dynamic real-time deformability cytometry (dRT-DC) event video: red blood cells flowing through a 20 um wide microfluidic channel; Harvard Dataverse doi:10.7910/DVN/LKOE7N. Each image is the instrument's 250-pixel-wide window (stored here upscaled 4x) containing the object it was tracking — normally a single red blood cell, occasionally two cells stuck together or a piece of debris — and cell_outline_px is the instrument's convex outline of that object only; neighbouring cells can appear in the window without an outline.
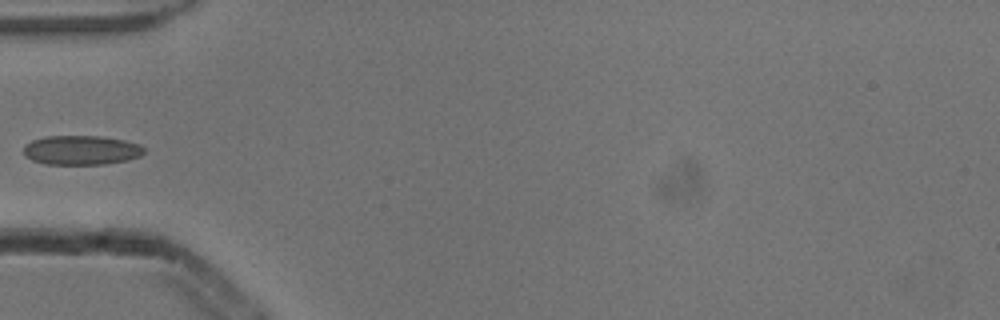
{"species": "common noctule bat (a hibernating species)", "species_latin": "Nyctalus noctula", "temperature_condition": "cold", "stored_images_in_passage": 4, "camera_frame_rate_fps": 3000, "um_per_image_px": 0.085, "animal": {"sex": "male", "body_mass_g": 13.3}, "frame": {"image": 1, "passage_image": 4, "time_ms": 1.0, "image_size_px": [1000, 320], "cell_outline_px": [[144, 152], [140, 156], [128, 160], [104, 164], [44, 164], [32, 160], [24, 156], [24, 144], [32, 140], [44, 136], [104, 136], [124, 140], [140, 144], [144, 148]], "centroid_in_image_um": [6.89, 12.75], "position_along_channel_um": 78.1, "area_um2": 20.81}}